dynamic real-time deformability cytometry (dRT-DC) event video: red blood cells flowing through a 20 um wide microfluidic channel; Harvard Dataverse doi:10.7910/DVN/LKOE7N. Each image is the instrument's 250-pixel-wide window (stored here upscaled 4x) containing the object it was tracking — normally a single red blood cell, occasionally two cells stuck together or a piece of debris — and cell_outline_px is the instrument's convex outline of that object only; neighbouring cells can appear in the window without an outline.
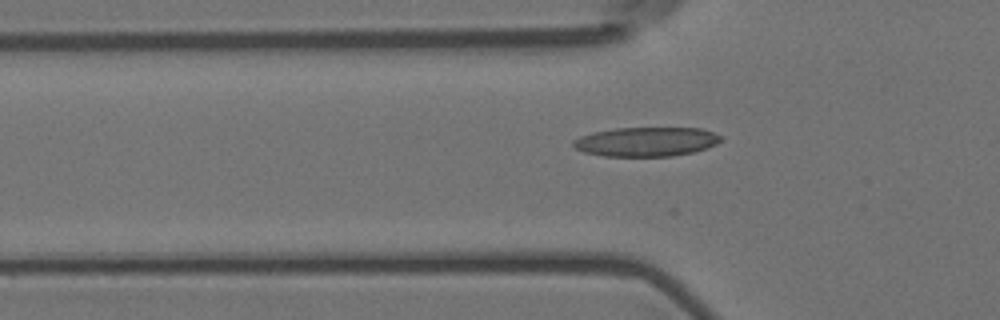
{"species": "Egyptian fruit bat (a non-hibernating species)", "species_latin": "Rousettus aegyptiacus", "temperature_condition": "room temperature", "stored_images_in_passage": 14, "camera_frame_rate_fps": 3000, "um_per_image_px": 0.085, "animal": {"sex": "female"}, "frame": {"image": 1, "passage_image": 8, "time_ms": 2.333, "image_size_px": [1000, 320], "cell_outline_px": [[724, 140], [716, 144], [692, 152], [672, 156], [604, 156], [584, 152], [576, 148], [572, 144], [572, 140], [580, 136], [592, 132], [616, 128], [700, 128], [712, 132], [720, 136]], "centroid_in_image_um": [54.9, 12.04], "position_along_channel_um": 70.9, "area_um2": 25.09}}
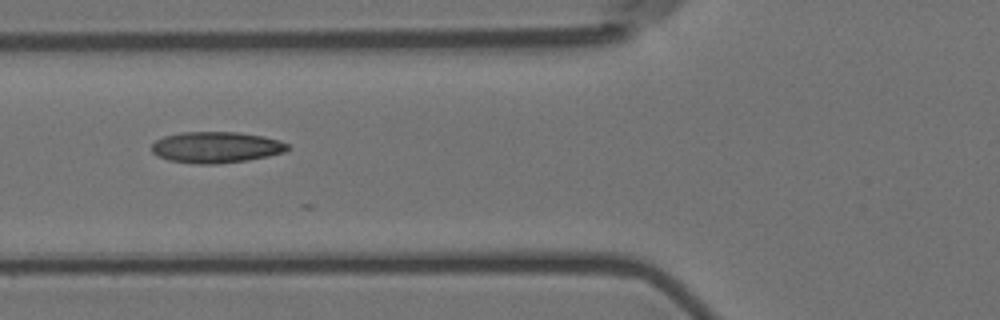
{"frame": {"image": 2, "passage_image": 11, "time_ms": 3.333, "image_size_px": [1000, 320], "cell_outline_px": [[288, 148], [284, 152], [268, 156], [248, 160], [216, 164], [196, 164], [168, 160], [156, 156], [152, 152], [152, 144], [156, 140], [164, 136], [180, 132], [240, 132], [264, 136], [280, 140], [288, 144]], "centroid_in_image_um": [18.35, 12.52], "position_along_channel_um": 107.4, "area_um2": 24.85}}